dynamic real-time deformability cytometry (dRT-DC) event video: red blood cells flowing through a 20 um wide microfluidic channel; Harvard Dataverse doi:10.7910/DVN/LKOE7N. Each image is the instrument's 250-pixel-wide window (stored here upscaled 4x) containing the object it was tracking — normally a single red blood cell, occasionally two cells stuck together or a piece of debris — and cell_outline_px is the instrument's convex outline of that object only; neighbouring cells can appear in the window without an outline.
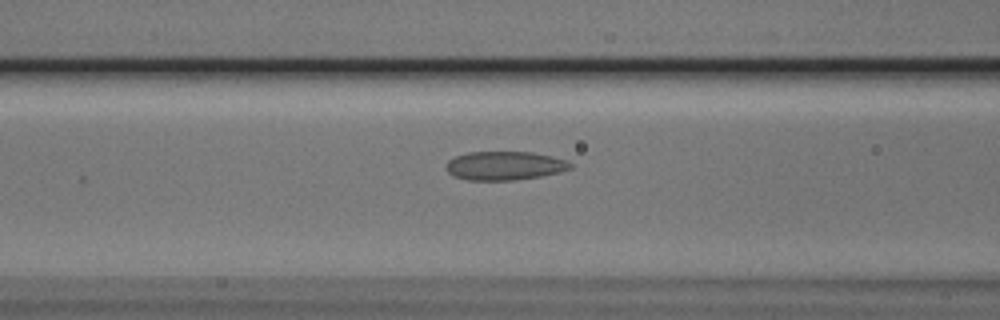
{"species": "Egyptian fruit bat (a non-hibernating species)", "species_latin": "Rousettus aegyptiacus", "temperature_condition": "cold", "stored_images_in_passage": 53, "camera_frame_rate_fps": 3000, "um_per_image_px": 0.085, "animal": {"sex": "male"}, "frame": {"image": 1, "passage_image": 21, "time_ms": 6.667, "image_size_px": [1000, 320], "cell_outline_px": [[572, 168], [560, 172], [540, 176], [516, 180], [468, 180], [452, 176], [444, 168], [448, 160], [456, 156], [468, 152], [532, 152], [552, 156], [568, 160], [572, 164]], "centroid_in_image_um": [42.89, 14.08], "position_along_channel_um": 123.7, "area_um2": 20.98}}
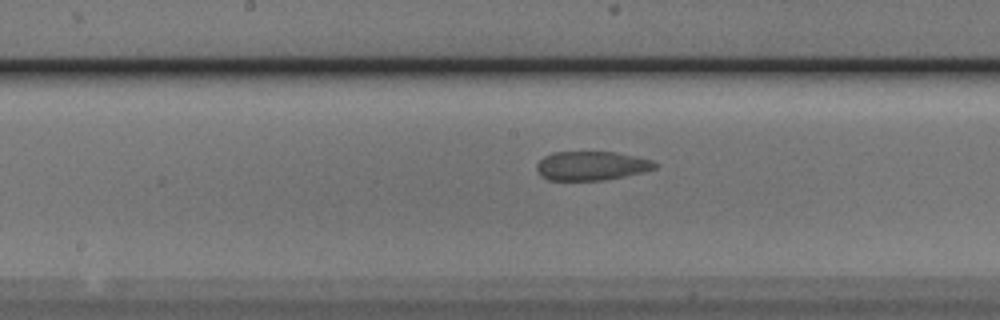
{"frame": {"image": 2, "passage_image": 27, "time_ms": 8.667, "image_size_px": [1000, 320], "cell_outline_px": [[660, 164], [656, 168], [624, 176], [604, 180], [548, 180], [540, 176], [536, 172], [536, 164], [544, 156], [552, 152], [616, 152], [636, 156], [652, 160]], "centroid_in_image_um": [50.25, 14.09], "position_along_channel_um": 198.0, "area_um2": 20.11}}
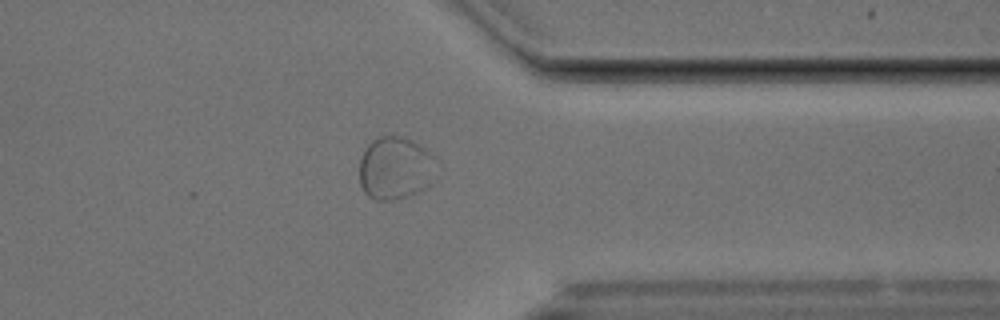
{"frame": {"image": 3, "passage_image": 42, "time_ms": 13.667, "image_size_px": [1000, 320], "cell_outline_px": [[436, 156], [432, 184], [420, 192], [396, 200], [372, 200], [364, 192], [360, 184], [360, 160], [364, 148], [372, 140], [380, 136], [404, 136], [412, 140]], "centroid_in_image_um": [33.6, 14.3], "position_along_channel_um": 377.8, "area_um2": 28.67}}